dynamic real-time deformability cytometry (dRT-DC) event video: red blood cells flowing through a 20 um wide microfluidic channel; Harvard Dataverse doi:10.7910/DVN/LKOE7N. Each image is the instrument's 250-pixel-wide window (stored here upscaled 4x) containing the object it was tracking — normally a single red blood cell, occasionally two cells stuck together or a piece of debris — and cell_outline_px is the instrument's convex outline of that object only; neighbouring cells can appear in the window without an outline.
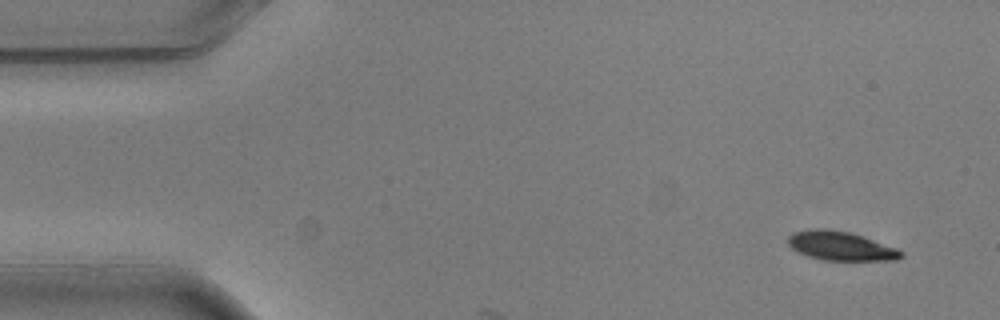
{"species": "common noctule bat (a hibernating species)", "species_latin": "Nyctalus noctula", "temperature_condition": "warm", "stored_images_in_passage": 2, "segment_of_instrument_passage": [2, 2], "camera_frame_rate_fps": 3000, "um_per_image_px": 0.085, "animal": {"sex": "male", "body_mass_g": 20.5, "forearm_length_mm": 52.5}, "frame": {"image": 1, "passage_image": 2, "time_ms": 0.333, "image_size_px": [1000, 320], "cell_outline_px": [[904, 256], [896, 260], [824, 260], [808, 256], [792, 248], [788, 244], [788, 236], [792, 232], [816, 228], [824, 228], [848, 232], [896, 248], [904, 252]], "centroid_in_image_um": [71.44, 20.91], "position_along_channel_um": 13.6, "area_um2": 18.84}}